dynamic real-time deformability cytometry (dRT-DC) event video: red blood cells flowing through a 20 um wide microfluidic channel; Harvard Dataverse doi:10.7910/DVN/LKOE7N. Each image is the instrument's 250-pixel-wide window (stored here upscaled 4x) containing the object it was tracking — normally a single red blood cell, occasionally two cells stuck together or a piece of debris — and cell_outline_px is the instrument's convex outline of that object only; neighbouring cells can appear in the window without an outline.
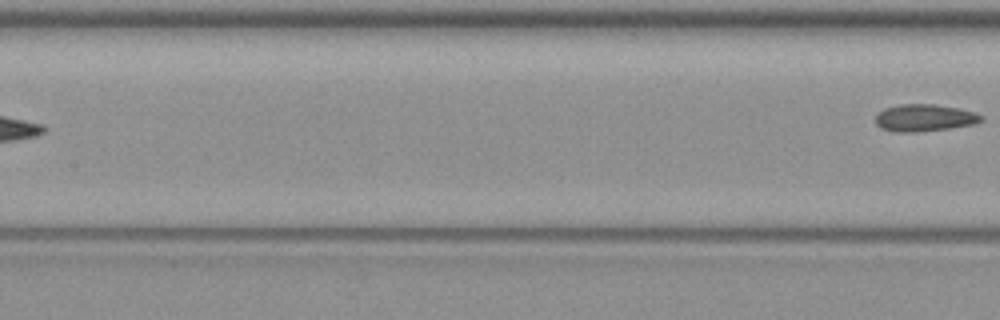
{"species": "common noctule bat (a hibernating species)", "species_latin": "Nyctalus noctula", "temperature_condition": "warm", "stored_images_in_passage": 4, "segment_of_instrument_passage": [2, 2], "camera_frame_rate_fps": 3000, "um_per_image_px": 0.085, "animal": {"sex": "female", "body_mass_g": 19.3, "forearm_length_mm": 54.1}, "frame": {"image": 1, "passage_image": 4, "time_ms": 4.0, "image_size_px": [1000, 320], "cell_outline_px": [[984, 120], [976, 124], [948, 128], [912, 132], [900, 132], [880, 128], [876, 124], [876, 116], [884, 108], [900, 104], [932, 104], [960, 108], [984, 116]], "centroid_in_image_um": [78.6, 10.01], "position_along_channel_um": 128.8, "area_um2": 16.59}}